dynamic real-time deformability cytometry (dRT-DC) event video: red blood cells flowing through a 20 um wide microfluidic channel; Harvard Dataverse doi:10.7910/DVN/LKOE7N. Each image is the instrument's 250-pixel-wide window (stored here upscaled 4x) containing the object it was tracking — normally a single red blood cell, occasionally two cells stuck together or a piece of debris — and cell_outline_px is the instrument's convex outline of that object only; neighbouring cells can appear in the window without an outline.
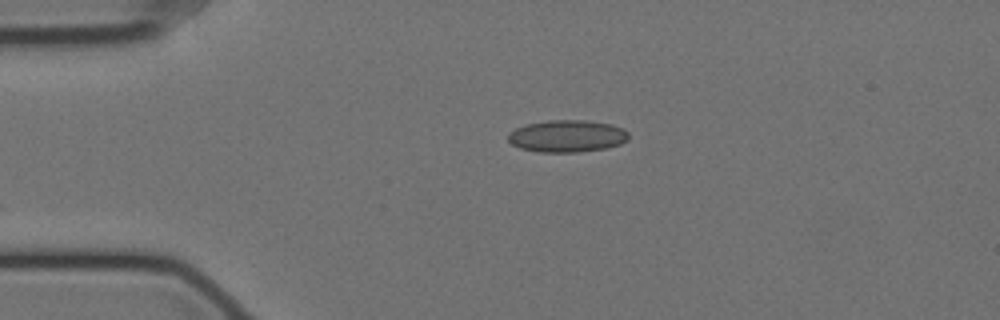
{"species": "Egyptian fruit bat (a non-hibernating species)", "species_latin": "Rousettus aegyptiacus", "temperature_condition": "cold", "stored_images_in_passage": 33, "camera_frame_rate_fps": 3000, "um_per_image_px": 0.085, "animal": {"sex": "female"}, "frame": {"image": 1, "passage_image": 1, "time_ms": 0.0, "image_size_px": [1000, 320], "cell_outline_px": [[628, 140], [620, 144], [604, 148], [576, 152], [540, 152], [520, 148], [512, 144], [508, 140], [508, 132], [524, 124], [548, 120], [584, 120], [612, 124], [624, 128], [628, 132]], "centroid_in_image_um": [48.19, 11.55], "position_along_channel_um": 36.8, "area_um2": 22.66}}
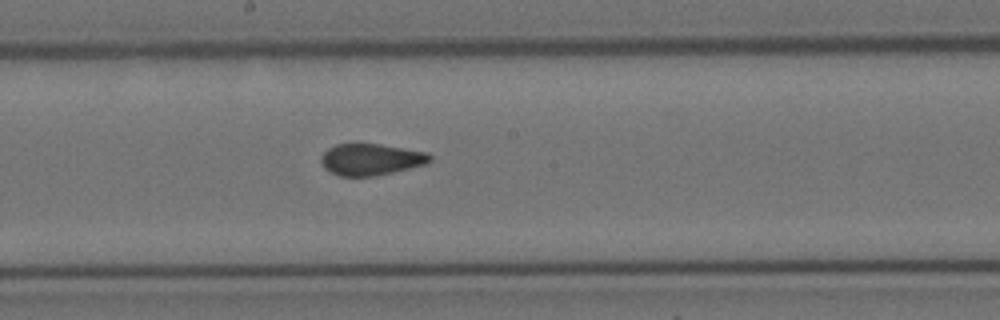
{"frame": {"image": 2, "passage_image": 19, "time_ms": 6.0, "image_size_px": [1000, 320], "cell_outline_px": [[432, 160], [424, 164], [376, 176], [340, 176], [324, 168], [320, 164], [320, 156], [328, 148], [336, 144], [380, 144], [428, 152], [432, 156]], "centroid_in_image_um": [31.5, 13.55], "position_along_channel_um": 216.7, "area_um2": 20.0}}
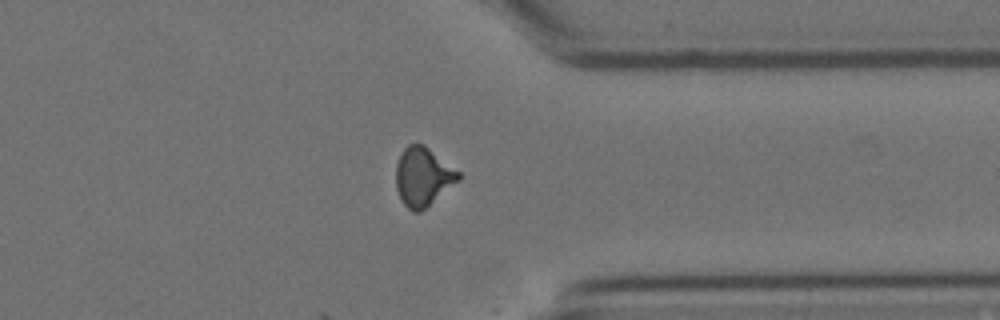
{"frame": {"image": 3, "passage_image": 33, "time_ms": 10.667, "image_size_px": [1000, 320], "cell_outline_px": [[460, 180], [420, 212], [412, 212], [404, 204], [396, 188], [396, 164], [404, 148], [408, 144], [424, 144], [460, 172]], "centroid_in_image_um": [35.96, 15.02], "position_along_channel_um": 375.4, "area_um2": 21.27}, "authors_computed_cell_mechanics": {"area_um2": 20.808, "velocity_mm_per_s": 3.5142, "shape_relaxation_time_tau1_ms": null, "shape_relaxation_time_tau2_ms": 1.3405, "deformation_change_tau1": null, "deformation_change_tau2": 0.0695}}